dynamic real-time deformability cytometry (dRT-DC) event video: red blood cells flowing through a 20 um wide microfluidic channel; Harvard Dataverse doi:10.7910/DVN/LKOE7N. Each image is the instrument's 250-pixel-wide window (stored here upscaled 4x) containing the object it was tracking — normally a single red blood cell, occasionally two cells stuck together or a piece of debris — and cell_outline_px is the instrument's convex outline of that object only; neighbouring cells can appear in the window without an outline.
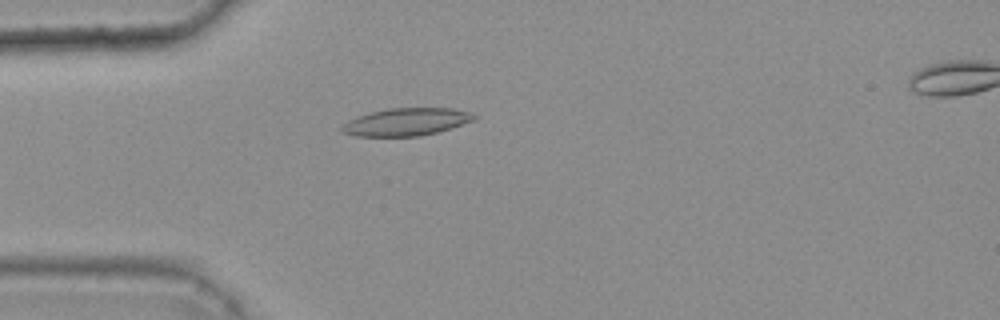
{"species": "common noctule bat (a hibernating species)", "species_latin": "Nyctalus noctula", "temperature_condition": "warm", "stored_images_in_passage": 48, "camera_frame_rate_fps": 3000, "um_per_image_px": 0.085, "animal": {"sex": "female", "body_mass_g": 25.1}, "frame": {"image": 1, "passage_image": 15, "time_ms": 4.667, "image_size_px": [1000, 320], "cell_outline_px": [[476, 120], [436, 132], [420, 136], [356, 136], [340, 132], [340, 128], [348, 120], [356, 116], [388, 108], [452, 108], [468, 112], [476, 116]], "centroid_in_image_um": [34.5, 10.36], "position_along_channel_um": 50.5, "area_um2": 21.15}}
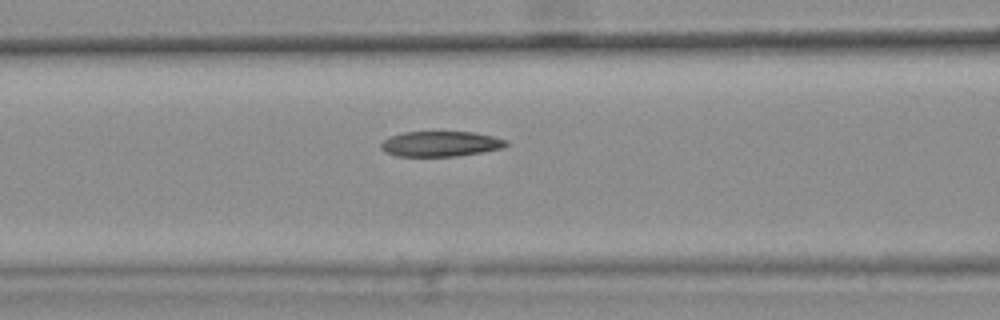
{"frame": {"image": 2, "passage_image": 22, "time_ms": 7.0, "image_size_px": [1000, 320], "cell_outline_px": [[508, 144], [504, 148], [484, 152], [456, 156], [396, 156], [384, 152], [380, 148], [380, 144], [388, 136], [404, 132], [472, 132], [492, 136], [508, 140]], "centroid_in_image_um": [37.44, 12.23], "position_along_channel_um": 129.2, "area_um2": 18.61}}
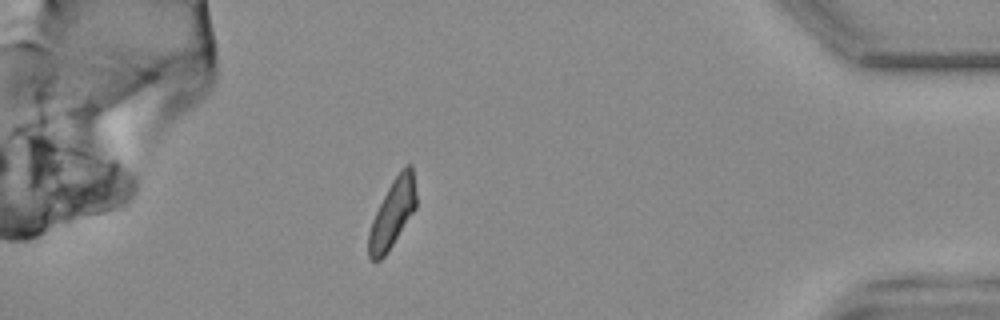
{"frame": {"image": 3, "passage_image": 47, "time_ms": 15.333, "image_size_px": [1000, 320], "cell_outline_px": [[416, 208], [384, 256], [380, 260], [372, 260], [368, 256], [368, 232], [372, 220], [392, 180], [400, 168], [404, 164], [412, 164], [416, 192]], "centroid_in_image_um": [33.37, 18.09], "position_along_channel_um": 401.8, "area_um2": 18.67}, "authors_computed_cell_mechanics": {"area_um2": 19.652, "velocity_mm_per_s": 3.781, "shape_relaxation_time_tau1_ms": 9.643, "shape_relaxation_time_tau2_ms": 3.1331, "deformation_change_tau1": 0.2363, "deformation_change_tau2": 0.1039}}